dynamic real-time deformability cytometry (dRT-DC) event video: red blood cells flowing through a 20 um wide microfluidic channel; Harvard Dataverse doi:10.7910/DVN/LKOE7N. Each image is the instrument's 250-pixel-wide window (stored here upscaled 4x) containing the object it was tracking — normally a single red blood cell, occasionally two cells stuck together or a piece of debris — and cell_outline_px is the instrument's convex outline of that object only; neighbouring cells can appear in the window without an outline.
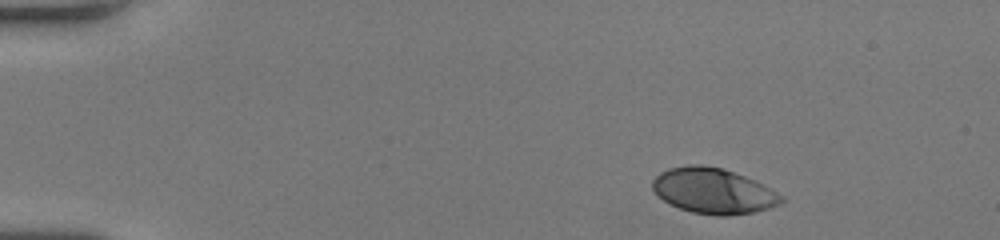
{"species": "human", "species_latin": "Homo sapiens", "temperature_condition": "room temperature", "stored_images_in_passage": 46, "camera_frame_rate_fps": 3000, "um_per_image_px": 0.085, "donor": {"sex": "female"}, "frame": {"image": 1, "passage_image": 1, "time_ms": 0.0, "image_size_px": [1000, 240], "cell_outline_px": [[784, 200], [780, 204], [768, 208], [752, 212], [728, 216], [716, 216], [692, 212], [668, 204], [656, 196], [652, 188], [652, 180], [660, 172], [668, 168], [688, 164], [700, 164], [720, 168], [744, 176], [784, 196]], "centroid_in_image_um": [60.56, 16.23], "position_along_channel_um": 24.4, "area_um2": 34.1}}
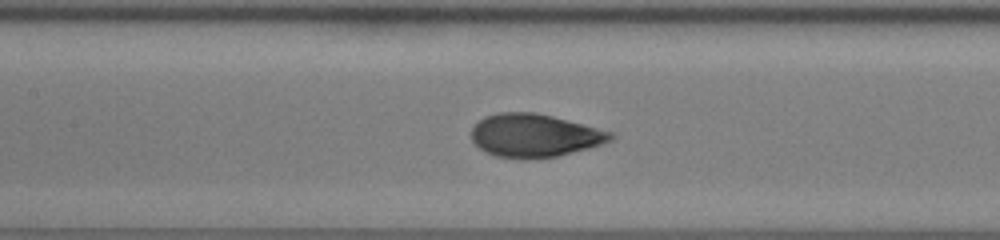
{"frame": {"image": 2, "passage_image": 19, "time_ms": 6.0, "image_size_px": [1000, 240], "cell_outline_px": [[616, 136], [612, 140], [588, 148], [556, 156], [532, 160], [520, 160], [496, 156], [484, 152], [472, 140], [472, 128], [484, 116], [500, 112], [532, 112], [552, 116], [612, 132]], "centroid_in_image_um": [45.41, 11.54], "position_along_channel_um": 162.0, "area_um2": 35.03}}
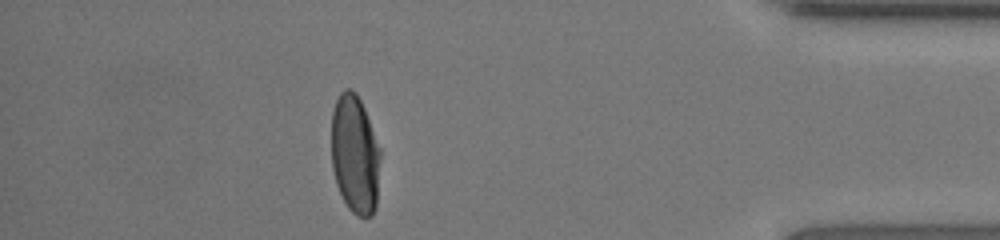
{"frame": {"image": 3, "passage_image": 40, "time_ms": 13.0, "image_size_px": [1000, 240], "cell_outline_px": [[380, 160], [376, 208], [372, 216], [356, 216], [348, 208], [336, 184], [332, 168], [332, 112], [336, 100], [340, 92], [344, 88], [352, 88], [356, 92], [364, 108], [380, 148]], "centroid_in_image_um": [30.17, 13.12], "position_along_channel_um": 405.0, "area_um2": 34.04}, "authors_computed_cell_mechanics": {"area_um2": 35.0268, "velocity_mm_per_s": 4.0356, "shape_relaxation_time_tau1_ms": 3.8708, "shape_relaxation_time_tau2_ms": null, "deformation_change_tau1": 0.2129, "deformation_change_tau2": null}}